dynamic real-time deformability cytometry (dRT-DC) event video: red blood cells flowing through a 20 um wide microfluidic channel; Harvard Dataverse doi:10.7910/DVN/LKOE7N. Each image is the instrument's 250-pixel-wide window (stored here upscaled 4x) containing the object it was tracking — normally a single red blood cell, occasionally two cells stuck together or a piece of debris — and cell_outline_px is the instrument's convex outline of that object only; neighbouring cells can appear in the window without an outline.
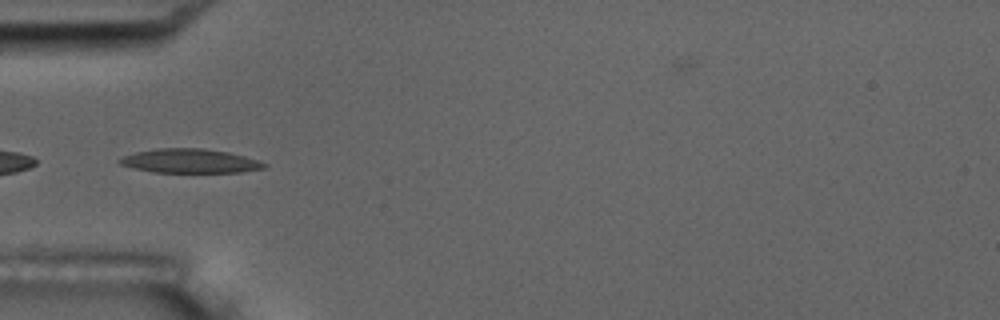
{"species": "common noctule bat (a hibernating species)", "species_latin": "Nyctalus noctula", "temperature_condition": "room temperature", "stored_images_in_passage": 6, "camera_frame_rate_fps": 3000, "um_per_image_px": 0.085, "animal": {"sex": "male", "body_mass_g": 17.5, "forearm_length_mm": 52.3}, "frame": {"image": 1, "passage_image": 6, "time_ms": 5.333, "image_size_px": [1000, 320], "cell_outline_px": [[268, 164], [264, 168], [240, 172], [152, 172], [120, 164], [116, 160], [120, 156], [136, 152], [156, 148], [204, 148], [228, 152], [244, 156]], "centroid_in_image_um": [16.1, 13.67], "position_along_channel_um": 68.9, "area_um2": 20.23}}